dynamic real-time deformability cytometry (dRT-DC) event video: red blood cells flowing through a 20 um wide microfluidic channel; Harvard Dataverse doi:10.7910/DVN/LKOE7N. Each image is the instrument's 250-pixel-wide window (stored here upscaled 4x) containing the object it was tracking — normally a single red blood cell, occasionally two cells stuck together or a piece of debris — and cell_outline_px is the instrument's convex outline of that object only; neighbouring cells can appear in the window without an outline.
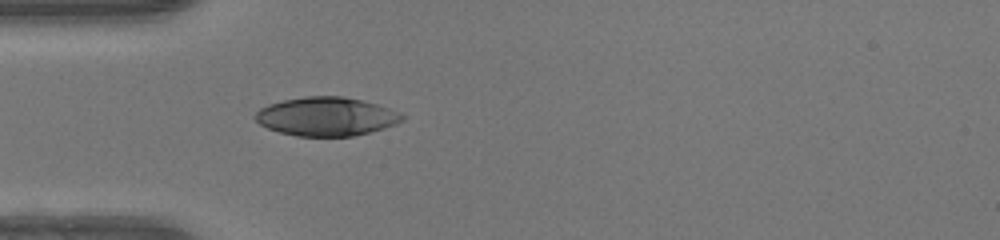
{"species": "human", "species_latin": "Homo sapiens", "temperature_condition": "warm", "stored_images_in_passage": 35, "camera_frame_rate_fps": 3000, "um_per_image_px": 0.085, "donor": {"sex": "female"}, "frame": {"image": 1, "passage_image": 1, "time_ms": 0.0, "image_size_px": [1000, 240], "cell_outline_px": [[404, 120], [396, 124], [384, 128], [352, 136], [296, 136], [280, 132], [268, 128], [260, 124], [256, 120], [256, 112], [260, 108], [268, 104], [284, 100], [304, 96], [344, 96], [376, 104], [400, 112], [404, 116]], "centroid_in_image_um": [27.74, 9.9], "position_along_channel_um": 57.3, "area_um2": 32.95}}
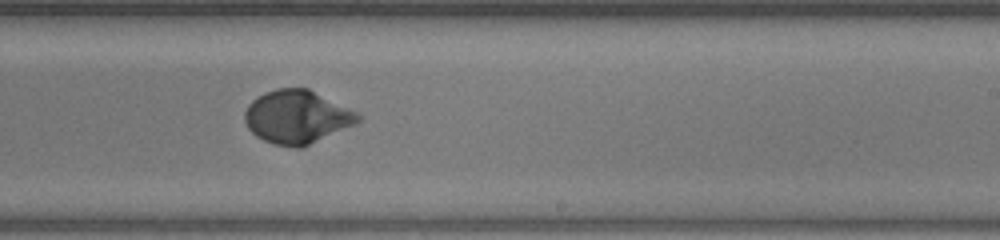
{"frame": {"image": 2, "passage_image": 16, "time_ms": 5.0, "image_size_px": [1000, 240], "cell_outline_px": [[364, 116], [356, 124], [300, 148], [296, 148], [272, 144], [256, 136], [248, 128], [244, 120], [244, 112], [248, 104], [252, 100], [264, 92], [276, 88], [308, 88]], "centroid_in_image_um": [25.22, 9.94], "position_along_channel_um": 263.8, "area_um2": 35.14}}
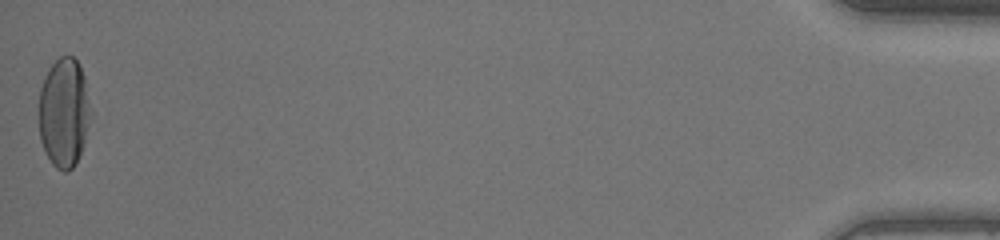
{"frame": {"image": 3, "passage_image": 35, "time_ms": 11.333, "image_size_px": [1000, 240], "cell_outline_px": [[88, 124], [84, 144], [72, 168], [68, 172], [64, 172], [56, 168], [52, 164], [40, 140], [40, 88], [48, 68], [60, 56], [72, 56], [80, 64], [84, 76], [88, 112]], "centroid_in_image_um": [5.41, 9.56], "position_along_channel_um": 429.8, "area_um2": 32.14}, "authors_computed_cell_mechanics": {"area_um2": 33.235, "velocity_mm_per_s": 4.2186, "shape_relaxation_time_tau1_ms": 2.9992, "shape_relaxation_time_tau2_ms": null, "deformation_change_tau1": 0.2141, "deformation_change_tau2": null}}